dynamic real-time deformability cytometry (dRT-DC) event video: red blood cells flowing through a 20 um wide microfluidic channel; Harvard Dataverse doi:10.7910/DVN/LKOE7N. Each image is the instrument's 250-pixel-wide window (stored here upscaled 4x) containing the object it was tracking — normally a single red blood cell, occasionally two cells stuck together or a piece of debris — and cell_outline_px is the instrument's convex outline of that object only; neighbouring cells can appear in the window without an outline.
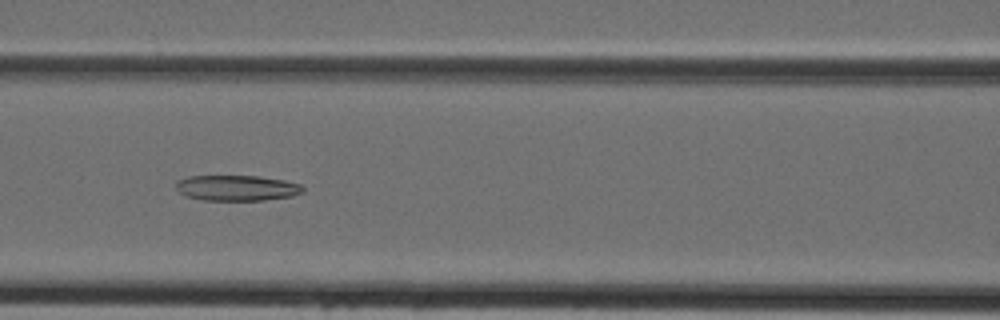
{"species": "Egyptian fruit bat (a non-hibernating species)", "species_latin": "Rousettus aegyptiacus", "temperature_condition": "cold", "stored_images_in_passage": 44, "camera_frame_rate_fps": 3000, "um_per_image_px": 0.085, "animal": {"sex": "female"}, "frame": {"image": 1, "passage_image": 19, "time_ms": 6.0, "image_size_px": [1000, 320], "cell_outline_px": [[304, 192], [292, 196], [264, 200], [204, 200], [184, 196], [176, 188], [176, 180], [188, 176], [260, 176], [284, 180], [300, 184], [304, 188]], "centroid_in_image_um": [20.12, 15.97], "position_along_channel_um": 146.5, "area_um2": 19.02}}
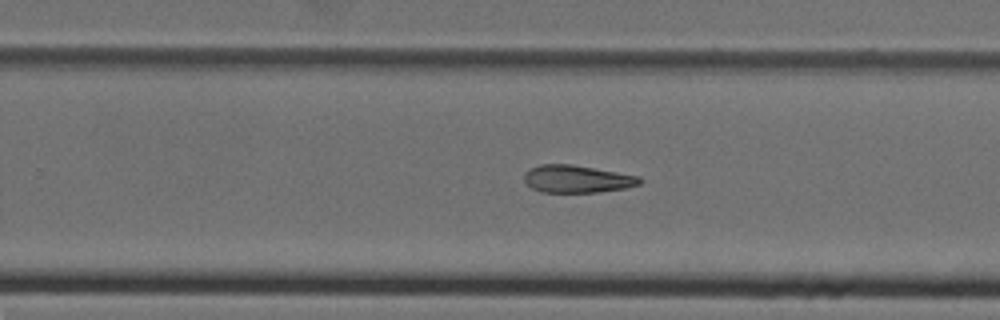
{"frame": {"image": 2, "passage_image": 28, "time_ms": 9.0, "image_size_px": [1000, 320], "cell_outline_px": [[644, 180], [640, 184], [624, 188], [600, 192], [540, 192], [532, 188], [524, 180], [524, 172], [528, 168], [540, 164], [572, 164], [640, 176]], "centroid_in_image_um": [49.04, 15.2], "position_along_channel_um": 280.8, "area_um2": 18.67}}
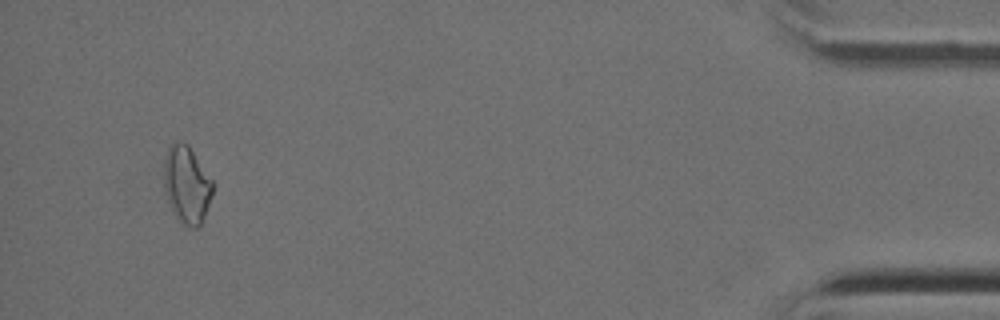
{"frame": {"image": 3, "passage_image": 42, "time_ms": 13.667, "image_size_px": [1000, 320], "cell_outline_px": [[212, 196], [200, 224], [196, 228], [192, 228], [180, 224], [172, 212], [168, 200], [164, 184], [164, 156], [168, 144], [180, 140], [188, 144], [212, 180]], "centroid_in_image_um": [15.84, 15.67], "position_along_channel_um": 419.4, "area_um2": 22.08}}